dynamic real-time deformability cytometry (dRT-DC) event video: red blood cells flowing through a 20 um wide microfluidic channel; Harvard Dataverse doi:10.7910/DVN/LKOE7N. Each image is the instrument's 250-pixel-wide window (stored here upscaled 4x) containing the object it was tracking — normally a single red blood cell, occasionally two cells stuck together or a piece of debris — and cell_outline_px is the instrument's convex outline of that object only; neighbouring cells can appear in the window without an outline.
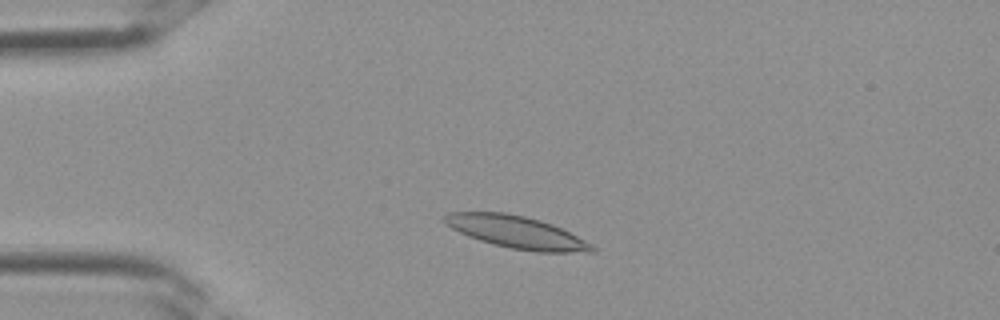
{"species": "Egyptian fruit bat (a non-hibernating species)", "species_latin": "Rousettus aegyptiacus", "temperature_condition": "room temperature", "stored_images_in_passage": 1, "camera_frame_rate_fps": 3000, "um_per_image_px": 0.085, "frame": {"image": 1, "passage_image": 1, "time_ms": 0.0, "image_size_px": [1000, 320], "cell_outline_px": [[596, 252], [536, 252], [512, 248], [480, 240], [468, 236], [444, 224], [444, 216], [448, 212], [504, 212], [524, 216], [540, 220], [552, 224], [592, 244], [596, 248]], "centroid_in_image_um": [43.9, 19.73], "position_along_channel_um": 41.1, "area_um2": 27.46}}